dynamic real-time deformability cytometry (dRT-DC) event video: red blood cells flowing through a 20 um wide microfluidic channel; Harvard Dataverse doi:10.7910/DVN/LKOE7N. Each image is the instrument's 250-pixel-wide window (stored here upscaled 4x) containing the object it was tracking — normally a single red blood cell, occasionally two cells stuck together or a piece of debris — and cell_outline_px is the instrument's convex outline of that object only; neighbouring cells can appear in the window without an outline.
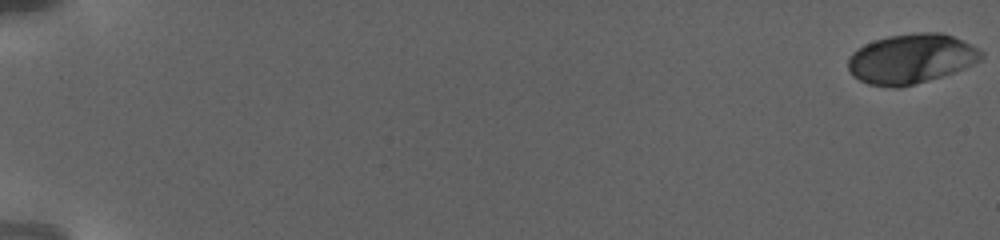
{"species": "human", "species_latin": "Homo sapiens", "temperature_condition": "warm", "stored_images_in_passage": 30, "camera_frame_rate_fps": 3000, "um_per_image_px": 0.085, "donor": {"sex": "female"}, "frame": {"image": 1, "passage_image": 1, "time_ms": 0.0, "image_size_px": [1000, 240], "cell_outline_px": [[984, 56], [980, 60], [964, 68], [928, 80], [900, 88], [892, 88], [868, 84], [852, 76], [848, 68], [848, 56], [852, 52], [864, 44], [888, 36], [920, 32], [940, 32], [952, 36], [980, 48], [984, 52]], "centroid_in_image_um": [77.43, 4.99], "position_along_channel_um": 7.6, "area_um2": 38.61}}
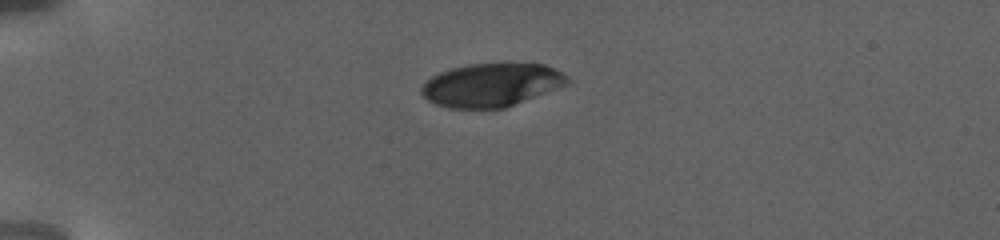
{"frame": {"image": 2, "passage_image": 22, "time_ms": 7.0, "image_size_px": [1000, 240], "cell_outline_px": [[572, 80], [568, 84], [504, 108], [480, 112], [448, 108], [436, 104], [428, 100], [420, 92], [420, 88], [432, 76], [440, 72], [452, 68], [468, 64], [544, 64], [568, 76]], "centroid_in_image_um": [41.74, 7.27], "position_along_channel_um": 43.3, "area_um2": 37.28}}
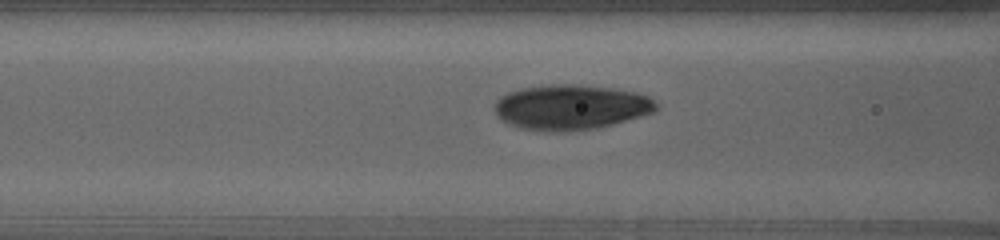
{"frame": {"image": 3, "passage_image": 30, "time_ms": 11.333, "image_size_px": [1000, 240], "cell_outline_px": [[656, 108], [652, 112], [640, 116], [612, 124], [596, 128], [564, 132], [548, 132], [516, 128], [500, 120], [496, 116], [492, 108], [496, 100], [500, 96], [508, 92], [520, 88], [552, 84], [576, 84], [612, 88], [632, 92], [648, 96], [656, 104]], "centroid_in_image_um": [48.4, 9.12], "position_along_channel_um": 118.2, "area_um2": 42.71}}